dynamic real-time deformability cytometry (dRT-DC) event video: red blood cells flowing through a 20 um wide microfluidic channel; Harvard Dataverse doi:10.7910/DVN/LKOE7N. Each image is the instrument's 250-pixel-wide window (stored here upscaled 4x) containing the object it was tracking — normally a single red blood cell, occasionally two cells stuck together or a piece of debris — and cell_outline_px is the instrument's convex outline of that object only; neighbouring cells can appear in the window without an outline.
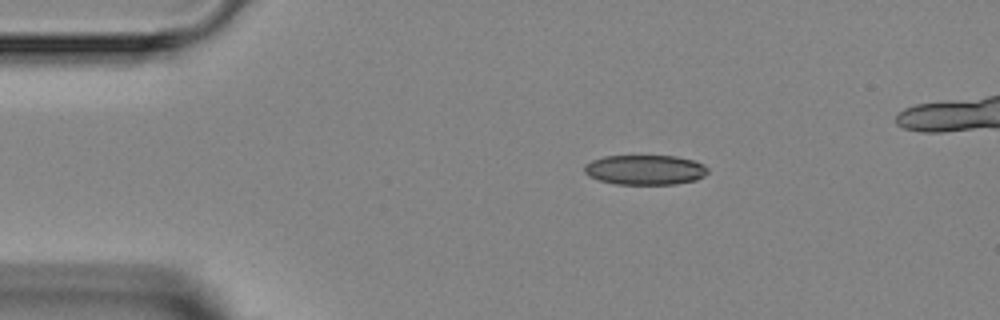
{"species": "Egyptian fruit bat (a non-hibernating species)", "species_latin": "Rousettus aegyptiacus", "temperature_condition": "room temperature", "stored_images_in_passage": 3, "camera_frame_rate_fps": 3000, "um_per_image_px": 0.085, "animal": {"sex": "female"}, "frame": {"image": 1, "passage_image": 1, "time_ms": 0.0, "image_size_px": [1000, 320], "cell_outline_px": [[708, 172], [704, 176], [696, 180], [676, 184], [616, 184], [600, 180], [588, 176], [584, 172], [584, 164], [592, 160], [604, 156], [676, 156], [696, 160], [704, 164], [708, 168]], "centroid_in_image_um": [54.85, 14.43], "position_along_channel_um": 30.1, "area_um2": 21.68}}